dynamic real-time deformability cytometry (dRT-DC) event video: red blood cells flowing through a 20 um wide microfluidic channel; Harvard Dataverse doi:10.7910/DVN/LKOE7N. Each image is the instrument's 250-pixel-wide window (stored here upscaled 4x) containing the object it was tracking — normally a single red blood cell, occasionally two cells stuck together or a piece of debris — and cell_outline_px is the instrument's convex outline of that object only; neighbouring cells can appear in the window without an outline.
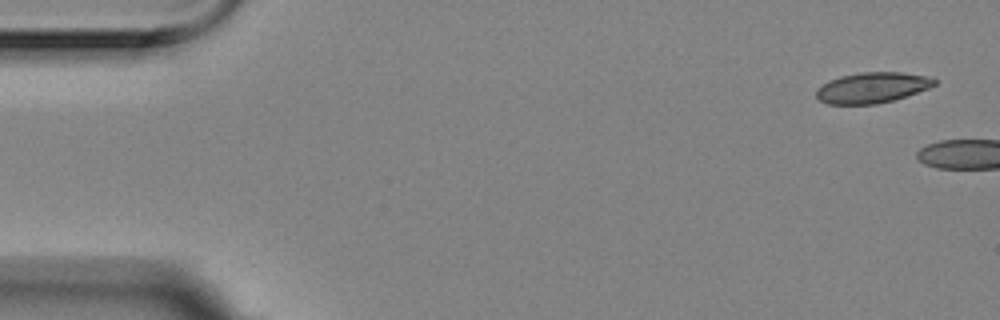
{"species": "Egyptian fruit bat (a non-hibernating species)", "species_latin": "Rousettus aegyptiacus", "temperature_condition": "room temperature", "stored_images_in_passage": 2, "camera_frame_rate_fps": 3000, "um_per_image_px": 0.085, "animal": {"sex": "female"}, "frame": {"image": 1, "passage_image": 1, "time_ms": 0.0, "image_size_px": [1000, 320], "cell_outline_px": [[936, 84], [928, 88], [892, 100], [876, 104], [828, 104], [820, 100], [816, 96], [816, 92], [828, 80], [840, 76], [860, 72], [900, 72], [932, 76], [936, 80]], "centroid_in_image_um": [74.15, 7.43], "position_along_channel_um": 10.8, "area_um2": 20.92}}